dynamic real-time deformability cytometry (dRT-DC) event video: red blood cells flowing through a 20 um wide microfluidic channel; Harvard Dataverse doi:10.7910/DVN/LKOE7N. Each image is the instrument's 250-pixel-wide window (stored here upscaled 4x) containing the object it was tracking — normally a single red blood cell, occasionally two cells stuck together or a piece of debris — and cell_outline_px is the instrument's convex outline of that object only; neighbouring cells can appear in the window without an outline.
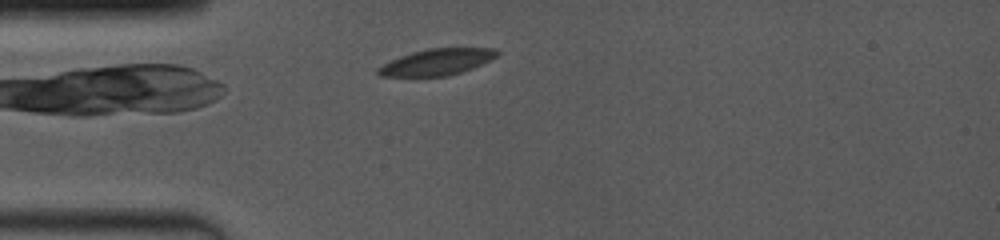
{"species": "common noctule bat (a hibernating species)", "species_latin": "Nyctalus noctula", "temperature_condition": "room temperature", "stored_images_in_passage": 7, "camera_frame_rate_fps": 4000, "um_per_image_px": 0.085, "animal": {"sex": "female", "body_mass_g": 19.0, "forearm_length_mm": 53.3}, "frame": {"image": 1, "passage_image": 2, "time_ms": 0.75, "image_size_px": [1000, 240], "cell_outline_px": [[500, 52], [496, 56], [472, 68], [448, 76], [380, 76], [376, 72], [376, 68], [400, 56], [412, 52], [428, 48], [496, 48]], "centroid_in_image_um": [37.11, 5.26], "position_along_channel_um": 47.9, "area_um2": 18.03}}
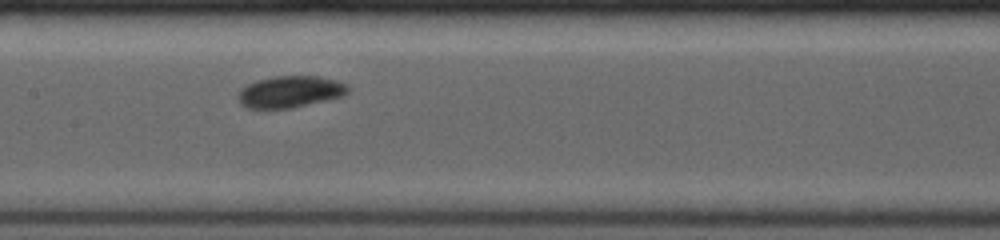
{"frame": {"image": 2, "passage_image": 6, "time_ms": 4.5, "image_size_px": [1000, 240], "cell_outline_px": [[348, 92], [344, 96], [292, 108], [248, 108], [240, 104], [236, 96], [240, 88], [256, 80], [272, 76], [316, 76], [336, 80], [344, 84], [348, 88]], "centroid_in_image_um": [24.61, 7.8], "position_along_channel_um": 182.8, "area_um2": 20.35}}
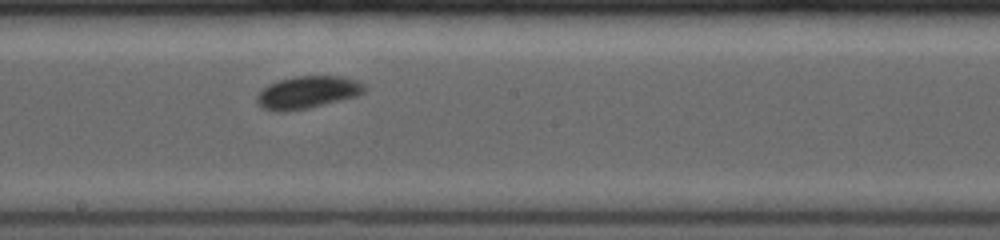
{"frame": {"image": 3, "passage_image": 7, "time_ms": 5.5, "image_size_px": [1000, 240], "cell_outline_px": [[368, 88], [364, 92], [356, 96], [308, 108], [284, 112], [276, 112], [260, 108], [256, 100], [256, 96], [268, 84], [292, 76], [344, 76], [356, 80], [364, 84]], "centroid_in_image_um": [26.12, 7.85], "position_along_channel_um": 222.1, "area_um2": 20.46}}